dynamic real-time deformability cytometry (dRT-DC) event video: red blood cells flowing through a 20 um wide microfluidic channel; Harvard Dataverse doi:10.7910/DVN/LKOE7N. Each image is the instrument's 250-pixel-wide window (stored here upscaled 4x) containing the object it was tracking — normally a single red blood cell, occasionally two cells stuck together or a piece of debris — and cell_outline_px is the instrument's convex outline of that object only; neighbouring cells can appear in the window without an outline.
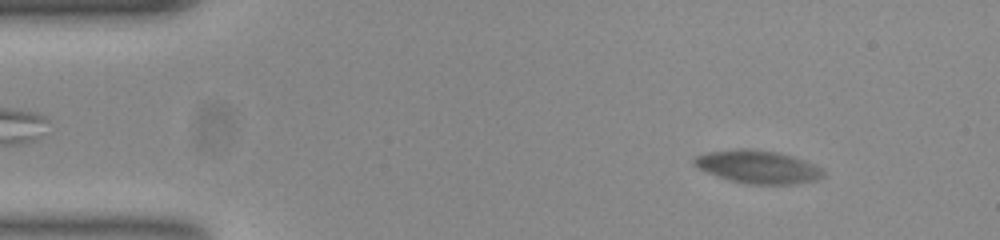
{"species": "common noctule bat (a hibernating species)", "species_latin": "Nyctalus noctula", "temperature_condition": "room temperature", "stored_images_in_passage": 58, "camera_frame_rate_fps": 3000, "um_per_image_px": 0.085, "animal": {"sex": "female", "body_mass_g": 23.0, "forearm_length_mm": 53.4}, "frame": {"image": 1, "passage_image": 6, "time_ms": 1.667, "image_size_px": [1000, 240], "cell_outline_px": [[824, 172], [820, 176], [812, 180], [788, 184], [752, 184], [732, 180], [708, 172], [700, 168], [692, 160], [696, 156], [712, 152], [772, 152], [788, 156], [812, 164], [820, 168]], "centroid_in_image_um": [64.43, 14.24], "position_along_channel_um": 20.6, "area_um2": 22.54}}
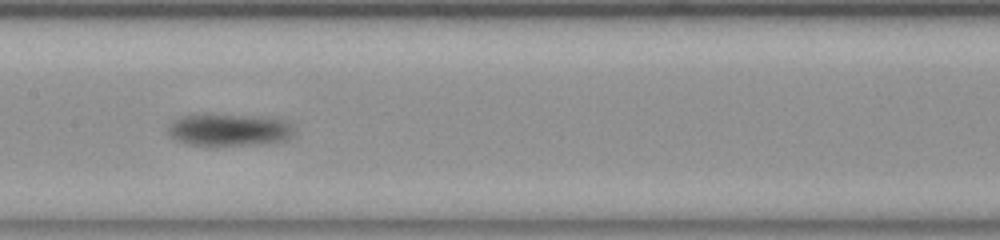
{"frame": {"image": 2, "passage_image": 28, "time_ms": 9.0, "image_size_px": [1000, 240], "cell_outline_px": [[292, 132], [284, 140], [256, 144], [212, 148], [204, 148], [188, 144], [176, 140], [168, 132], [168, 128], [172, 120], [180, 116], [192, 112], [212, 112], [268, 116], [284, 120], [288, 124]], "centroid_in_image_um": [19.32, 11.01], "position_along_channel_um": 188.1, "area_um2": 25.14}}
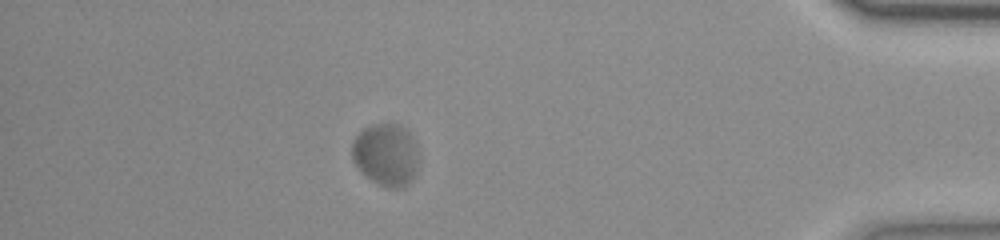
{"frame": {"image": 3, "passage_image": 51, "time_ms": 16.667, "image_size_px": [1000, 240], "cell_outline_px": [[416, 172], [404, 188], [388, 188], [372, 180], [352, 160], [352, 140], [356, 132], [372, 124], [400, 124], [412, 136], [416, 148]], "centroid_in_image_um": [32.78, 13.12], "position_along_channel_um": 402.4, "area_um2": 23.99}, "authors_computed_cell_mechanics": {"area_um2": 23.9581, "velocity_mm_per_s": 3.4481, "shape_relaxation_time_tau1_ms": 3.1113, "shape_relaxation_time_tau2_ms": null, "deformation_change_tau1": 0.1094, "deformation_change_tau2": null}}